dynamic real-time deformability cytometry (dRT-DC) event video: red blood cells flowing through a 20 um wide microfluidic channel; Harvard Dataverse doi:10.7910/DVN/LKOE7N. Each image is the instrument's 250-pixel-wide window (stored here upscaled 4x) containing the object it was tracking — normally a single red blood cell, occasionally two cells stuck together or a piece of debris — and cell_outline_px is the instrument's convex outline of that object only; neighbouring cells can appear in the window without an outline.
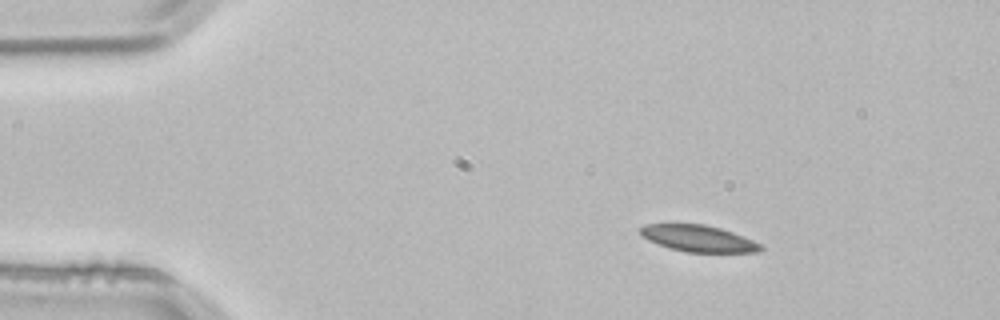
{"species": "common noctule bat (a hibernating species)", "species_latin": "Nyctalus noctula", "temperature_condition": "room temperature", "stored_images_in_passage": 3, "segment_of_instrument_passage": [1, 2], "camera_frame_rate_fps": 3000, "um_per_image_px": 0.085, "animal": {"sex": "male", "body_mass_g": 21.5, "forearm_length_mm": 52.0}, "frame": {"image": 1, "passage_image": 1, "time_ms": 0.0, "image_size_px": [1000, 320], "cell_outline_px": [[764, 248], [760, 252], [688, 252], [668, 248], [648, 240], [640, 236], [640, 228], [644, 224], [704, 224], [720, 228], [744, 236], [764, 244]], "centroid_in_image_um": [59.39, 20.27], "position_along_channel_um": 25.6, "area_um2": 18.79}}